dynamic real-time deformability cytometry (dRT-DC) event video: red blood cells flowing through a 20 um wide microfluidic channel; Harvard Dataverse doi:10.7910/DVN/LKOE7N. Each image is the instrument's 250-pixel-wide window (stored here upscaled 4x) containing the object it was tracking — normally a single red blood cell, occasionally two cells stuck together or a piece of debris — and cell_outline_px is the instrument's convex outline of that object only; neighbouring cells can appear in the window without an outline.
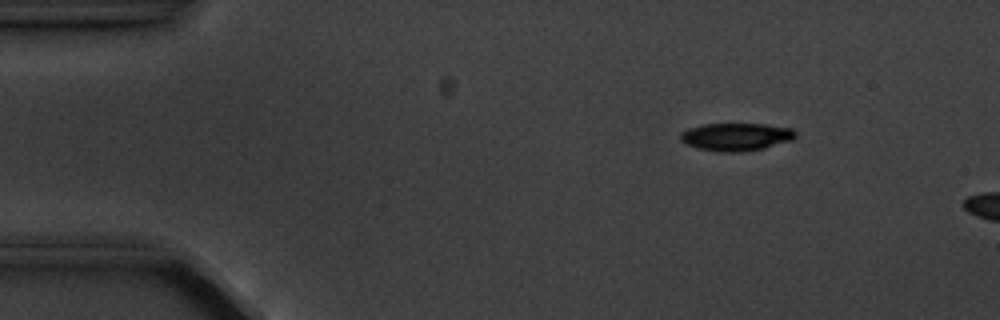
{"species": "common noctule bat (a hibernating species)", "species_latin": "Nyctalus noctula", "temperature_condition": "cold", "stored_images_in_passage": 5, "camera_frame_rate_fps": 3000, "um_per_image_px": 0.085, "animal": {"sex": "male", "body_mass_g": 20.1, "forearm_length_mm": 53.5}, "frame": {"image": 1, "passage_image": 3, "time_ms": 2.333, "image_size_px": [1000, 320], "cell_outline_px": [[796, 136], [792, 140], [764, 148], [744, 152], [720, 152], [696, 148], [680, 140], [680, 132], [688, 128], [704, 124], [764, 124], [792, 128], [796, 132]], "centroid_in_image_um": [62.57, 11.63], "position_along_channel_um": 22.4, "area_um2": 18.73}}